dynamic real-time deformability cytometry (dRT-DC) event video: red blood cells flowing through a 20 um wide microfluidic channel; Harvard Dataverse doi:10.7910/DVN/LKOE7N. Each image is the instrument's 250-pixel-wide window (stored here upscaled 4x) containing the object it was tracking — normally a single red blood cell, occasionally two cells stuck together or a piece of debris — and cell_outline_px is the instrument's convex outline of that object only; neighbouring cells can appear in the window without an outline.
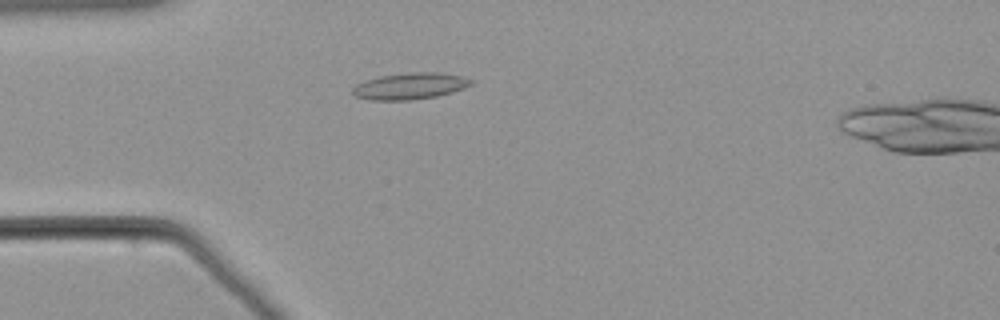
{"species": "common noctule bat (a hibernating species)", "species_latin": "Nyctalus noctula", "temperature_condition": "warm", "stored_images_in_passage": 56, "segment_of_instrument_passage": [1, 2], "camera_frame_rate_fps": 3000, "um_per_image_px": 0.085, "animal": {"sex": "male", "body_mass_g": 21.5, "forearm_length_mm": 52.0}, "frame": {"image": 1, "passage_image": 14, "time_ms": 4.333, "image_size_px": [1000, 320], "cell_outline_px": [[476, 80], [472, 84], [464, 88], [452, 92], [436, 96], [412, 100], [368, 100], [356, 96], [352, 92], [352, 88], [356, 84], [380, 76], [412, 72], [440, 72], [464, 76]], "centroid_in_image_um": [34.9, 7.31], "position_along_channel_um": 50.1, "area_um2": 18.38}}
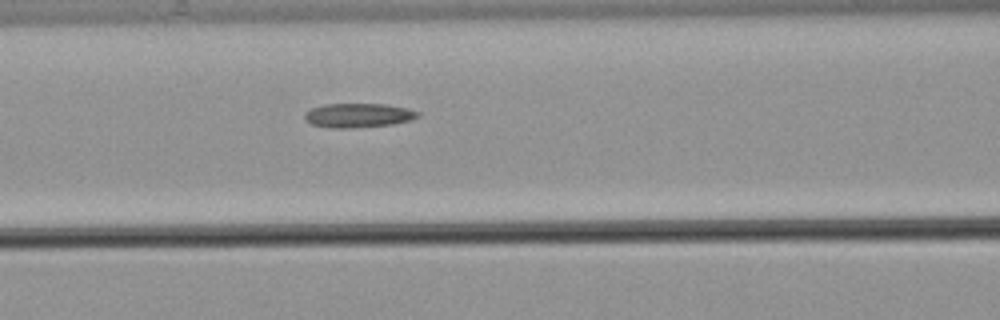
{"frame": {"image": 2, "passage_image": 22, "time_ms": 7.0, "image_size_px": [1000, 320], "cell_outline_px": [[420, 116], [408, 120], [392, 124], [348, 128], [332, 128], [312, 124], [304, 120], [304, 112], [312, 108], [324, 104], [384, 104], [408, 108], [420, 112]], "centroid_in_image_um": [30.43, 9.8], "position_along_channel_um": 136.2, "area_um2": 15.9}}
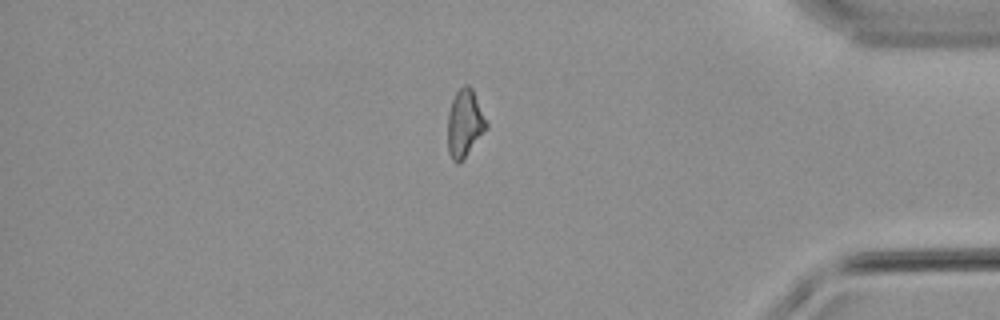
{"frame": {"image": 3, "passage_image": 46, "time_ms": 15.0, "image_size_px": [1000, 320], "cell_outline_px": [[488, 128], [460, 164], [456, 164], [452, 160], [448, 152], [448, 112], [452, 100], [456, 92], [464, 84], [468, 84], [472, 88], [488, 124]], "centroid_in_image_um": [39.5, 10.52], "position_along_channel_um": 395.7, "area_um2": 15.37}}